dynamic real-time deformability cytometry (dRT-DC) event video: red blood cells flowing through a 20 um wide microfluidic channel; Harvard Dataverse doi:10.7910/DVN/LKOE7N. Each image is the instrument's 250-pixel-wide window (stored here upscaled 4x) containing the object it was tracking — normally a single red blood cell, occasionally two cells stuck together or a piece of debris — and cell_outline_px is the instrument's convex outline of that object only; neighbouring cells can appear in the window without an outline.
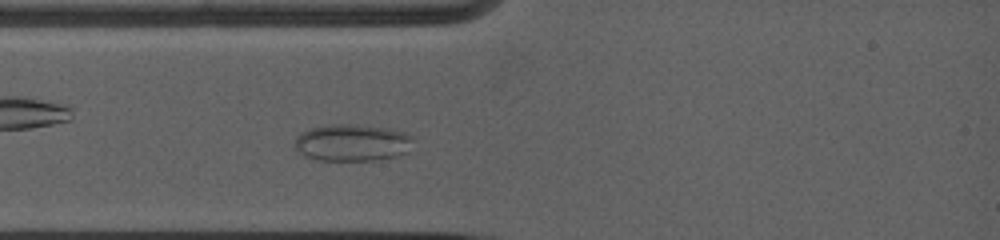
{"species": "common noctule bat (a hibernating species)", "species_latin": "Nyctalus noctula", "temperature_condition": "warm", "stored_images_in_passage": 25, "camera_frame_rate_fps": 5000, "um_per_image_px": 0.085, "animal": {"sex": "female", "body_mass_g": 19.0, "forearm_length_mm": 53.3}, "frame": {"image": 1, "passage_image": 7, "time_ms": 1.8, "image_size_px": [1000, 240], "cell_outline_px": [[412, 140], [408, 152], [400, 156], [376, 160], [316, 160], [304, 156], [292, 144], [296, 136], [312, 128], [332, 124], [356, 124], [388, 128], [404, 132], [412, 136]], "centroid_in_image_um": [29.94, 12.13], "position_along_channel_um": 55.1, "area_um2": 25.66}}
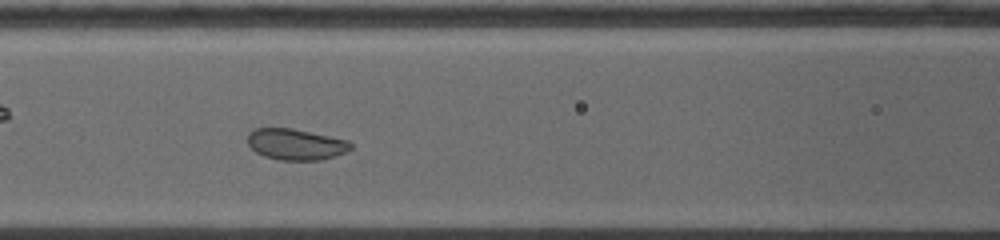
{"frame": {"image": 2, "passage_image": 15, "time_ms": 4.0, "image_size_px": [1000, 240], "cell_outline_px": [[352, 148], [348, 152], [320, 160], [280, 160], [264, 156], [256, 152], [248, 144], [248, 132], [252, 128], [292, 128], [348, 140], [352, 144]], "centroid_in_image_um": [25.14, 12.26], "position_along_channel_um": 141.5, "area_um2": 18.79}}
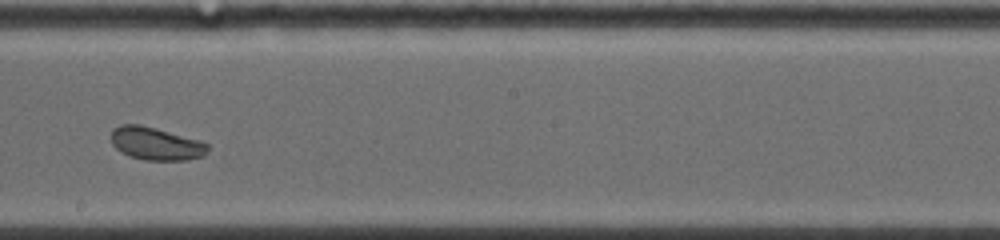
{"frame": {"image": 3, "passage_image": 23, "time_ms": 6.4, "image_size_px": [1000, 240], "cell_outline_px": [[208, 148], [204, 156], [188, 160], [144, 160], [128, 156], [120, 152], [112, 144], [112, 128], [120, 124], [140, 124], [156, 128], [200, 140], [208, 144]], "centroid_in_image_um": [13.24, 12.21], "position_along_channel_um": 235.0, "area_um2": 18.67}}